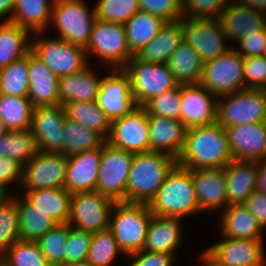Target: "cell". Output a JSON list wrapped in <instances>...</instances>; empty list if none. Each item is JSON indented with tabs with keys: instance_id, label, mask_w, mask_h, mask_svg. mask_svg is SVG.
Listing matches in <instances>:
<instances>
[{
	"instance_id": "cell-1",
	"label": "cell",
	"mask_w": 266,
	"mask_h": 266,
	"mask_svg": "<svg viewBox=\"0 0 266 266\" xmlns=\"http://www.w3.org/2000/svg\"><path fill=\"white\" fill-rule=\"evenodd\" d=\"M234 159L224 127L217 122L189 128L177 164L195 170L201 168H224Z\"/></svg>"
},
{
	"instance_id": "cell-2",
	"label": "cell",
	"mask_w": 266,
	"mask_h": 266,
	"mask_svg": "<svg viewBox=\"0 0 266 266\" xmlns=\"http://www.w3.org/2000/svg\"><path fill=\"white\" fill-rule=\"evenodd\" d=\"M176 164L175 158L161 152L134 154L126 185V202L149 204Z\"/></svg>"
},
{
	"instance_id": "cell-3",
	"label": "cell",
	"mask_w": 266,
	"mask_h": 266,
	"mask_svg": "<svg viewBox=\"0 0 266 266\" xmlns=\"http://www.w3.org/2000/svg\"><path fill=\"white\" fill-rule=\"evenodd\" d=\"M153 215L180 218L199 213L192 170L176 164L148 204Z\"/></svg>"
},
{
	"instance_id": "cell-4",
	"label": "cell",
	"mask_w": 266,
	"mask_h": 266,
	"mask_svg": "<svg viewBox=\"0 0 266 266\" xmlns=\"http://www.w3.org/2000/svg\"><path fill=\"white\" fill-rule=\"evenodd\" d=\"M152 215L145 203H114L109 229L122 254L129 256L143 249Z\"/></svg>"
},
{
	"instance_id": "cell-5",
	"label": "cell",
	"mask_w": 266,
	"mask_h": 266,
	"mask_svg": "<svg viewBox=\"0 0 266 266\" xmlns=\"http://www.w3.org/2000/svg\"><path fill=\"white\" fill-rule=\"evenodd\" d=\"M265 117L266 91L264 89L245 88L217 97L216 122L225 129L239 124L264 122Z\"/></svg>"
},
{
	"instance_id": "cell-6",
	"label": "cell",
	"mask_w": 266,
	"mask_h": 266,
	"mask_svg": "<svg viewBox=\"0 0 266 266\" xmlns=\"http://www.w3.org/2000/svg\"><path fill=\"white\" fill-rule=\"evenodd\" d=\"M199 84L216 97L245 89L244 57L232 46L223 55L204 62Z\"/></svg>"
},
{
	"instance_id": "cell-7",
	"label": "cell",
	"mask_w": 266,
	"mask_h": 266,
	"mask_svg": "<svg viewBox=\"0 0 266 266\" xmlns=\"http://www.w3.org/2000/svg\"><path fill=\"white\" fill-rule=\"evenodd\" d=\"M95 20V7L89 10L82 0L54 1L50 24L55 26L62 40L86 48Z\"/></svg>"
},
{
	"instance_id": "cell-8",
	"label": "cell",
	"mask_w": 266,
	"mask_h": 266,
	"mask_svg": "<svg viewBox=\"0 0 266 266\" xmlns=\"http://www.w3.org/2000/svg\"><path fill=\"white\" fill-rule=\"evenodd\" d=\"M123 70L131 80L132 95L137 106L179 85L168 64L140 61L133 56Z\"/></svg>"
},
{
	"instance_id": "cell-9",
	"label": "cell",
	"mask_w": 266,
	"mask_h": 266,
	"mask_svg": "<svg viewBox=\"0 0 266 266\" xmlns=\"http://www.w3.org/2000/svg\"><path fill=\"white\" fill-rule=\"evenodd\" d=\"M87 57L94 54L113 69H123L133 57L123 24L95 20L91 37L85 48Z\"/></svg>"
},
{
	"instance_id": "cell-10",
	"label": "cell",
	"mask_w": 266,
	"mask_h": 266,
	"mask_svg": "<svg viewBox=\"0 0 266 266\" xmlns=\"http://www.w3.org/2000/svg\"><path fill=\"white\" fill-rule=\"evenodd\" d=\"M134 154L105 142L99 164L96 191L115 202H126V185Z\"/></svg>"
},
{
	"instance_id": "cell-11",
	"label": "cell",
	"mask_w": 266,
	"mask_h": 266,
	"mask_svg": "<svg viewBox=\"0 0 266 266\" xmlns=\"http://www.w3.org/2000/svg\"><path fill=\"white\" fill-rule=\"evenodd\" d=\"M34 40L31 41V51L59 78L80 72L89 65L85 48L81 46L59 37Z\"/></svg>"
},
{
	"instance_id": "cell-12",
	"label": "cell",
	"mask_w": 266,
	"mask_h": 266,
	"mask_svg": "<svg viewBox=\"0 0 266 266\" xmlns=\"http://www.w3.org/2000/svg\"><path fill=\"white\" fill-rule=\"evenodd\" d=\"M114 203V200L97 191L73 193L68 223L73 228L92 233L109 229Z\"/></svg>"
},
{
	"instance_id": "cell-13",
	"label": "cell",
	"mask_w": 266,
	"mask_h": 266,
	"mask_svg": "<svg viewBox=\"0 0 266 266\" xmlns=\"http://www.w3.org/2000/svg\"><path fill=\"white\" fill-rule=\"evenodd\" d=\"M106 142L132 154L150 151V130L146 109L137 106L130 113L111 121Z\"/></svg>"
},
{
	"instance_id": "cell-14",
	"label": "cell",
	"mask_w": 266,
	"mask_h": 266,
	"mask_svg": "<svg viewBox=\"0 0 266 266\" xmlns=\"http://www.w3.org/2000/svg\"><path fill=\"white\" fill-rule=\"evenodd\" d=\"M67 157L61 153L37 151L23 165L22 186L24 191L46 188H64Z\"/></svg>"
},
{
	"instance_id": "cell-15",
	"label": "cell",
	"mask_w": 266,
	"mask_h": 266,
	"mask_svg": "<svg viewBox=\"0 0 266 266\" xmlns=\"http://www.w3.org/2000/svg\"><path fill=\"white\" fill-rule=\"evenodd\" d=\"M184 41L198 52L203 62L223 55L231 46L226 44V36L220 20L181 18Z\"/></svg>"
},
{
	"instance_id": "cell-16",
	"label": "cell",
	"mask_w": 266,
	"mask_h": 266,
	"mask_svg": "<svg viewBox=\"0 0 266 266\" xmlns=\"http://www.w3.org/2000/svg\"><path fill=\"white\" fill-rule=\"evenodd\" d=\"M111 121L123 117L137 107L129 75L123 69H113L102 78L95 101Z\"/></svg>"
},
{
	"instance_id": "cell-17",
	"label": "cell",
	"mask_w": 266,
	"mask_h": 266,
	"mask_svg": "<svg viewBox=\"0 0 266 266\" xmlns=\"http://www.w3.org/2000/svg\"><path fill=\"white\" fill-rule=\"evenodd\" d=\"M65 118V107L60 104L33 109L30 131L39 151L52 153L62 151Z\"/></svg>"
},
{
	"instance_id": "cell-18",
	"label": "cell",
	"mask_w": 266,
	"mask_h": 266,
	"mask_svg": "<svg viewBox=\"0 0 266 266\" xmlns=\"http://www.w3.org/2000/svg\"><path fill=\"white\" fill-rule=\"evenodd\" d=\"M208 247L205 252L222 266H264L262 239H230Z\"/></svg>"
},
{
	"instance_id": "cell-19",
	"label": "cell",
	"mask_w": 266,
	"mask_h": 266,
	"mask_svg": "<svg viewBox=\"0 0 266 266\" xmlns=\"http://www.w3.org/2000/svg\"><path fill=\"white\" fill-rule=\"evenodd\" d=\"M180 121L187 127L216 122L217 97L200 84L181 85Z\"/></svg>"
},
{
	"instance_id": "cell-20",
	"label": "cell",
	"mask_w": 266,
	"mask_h": 266,
	"mask_svg": "<svg viewBox=\"0 0 266 266\" xmlns=\"http://www.w3.org/2000/svg\"><path fill=\"white\" fill-rule=\"evenodd\" d=\"M234 159H266V122L239 124L226 128Z\"/></svg>"
},
{
	"instance_id": "cell-21",
	"label": "cell",
	"mask_w": 266,
	"mask_h": 266,
	"mask_svg": "<svg viewBox=\"0 0 266 266\" xmlns=\"http://www.w3.org/2000/svg\"><path fill=\"white\" fill-rule=\"evenodd\" d=\"M102 146L67 157L64 189L69 193L96 191Z\"/></svg>"
},
{
	"instance_id": "cell-22",
	"label": "cell",
	"mask_w": 266,
	"mask_h": 266,
	"mask_svg": "<svg viewBox=\"0 0 266 266\" xmlns=\"http://www.w3.org/2000/svg\"><path fill=\"white\" fill-rule=\"evenodd\" d=\"M225 36L238 42L248 34L266 28V13L231 0L219 18Z\"/></svg>"
},
{
	"instance_id": "cell-23",
	"label": "cell",
	"mask_w": 266,
	"mask_h": 266,
	"mask_svg": "<svg viewBox=\"0 0 266 266\" xmlns=\"http://www.w3.org/2000/svg\"><path fill=\"white\" fill-rule=\"evenodd\" d=\"M27 97L34 108L59 105V77L32 51L29 52Z\"/></svg>"
},
{
	"instance_id": "cell-24",
	"label": "cell",
	"mask_w": 266,
	"mask_h": 266,
	"mask_svg": "<svg viewBox=\"0 0 266 266\" xmlns=\"http://www.w3.org/2000/svg\"><path fill=\"white\" fill-rule=\"evenodd\" d=\"M192 177L200 212L226 207L224 168L195 169L192 170Z\"/></svg>"
},
{
	"instance_id": "cell-25",
	"label": "cell",
	"mask_w": 266,
	"mask_h": 266,
	"mask_svg": "<svg viewBox=\"0 0 266 266\" xmlns=\"http://www.w3.org/2000/svg\"><path fill=\"white\" fill-rule=\"evenodd\" d=\"M150 151L161 152L177 159L186 138L187 127L180 120L148 115Z\"/></svg>"
},
{
	"instance_id": "cell-26",
	"label": "cell",
	"mask_w": 266,
	"mask_h": 266,
	"mask_svg": "<svg viewBox=\"0 0 266 266\" xmlns=\"http://www.w3.org/2000/svg\"><path fill=\"white\" fill-rule=\"evenodd\" d=\"M226 207L244 203L257 187V161L233 159L224 167Z\"/></svg>"
},
{
	"instance_id": "cell-27",
	"label": "cell",
	"mask_w": 266,
	"mask_h": 266,
	"mask_svg": "<svg viewBox=\"0 0 266 266\" xmlns=\"http://www.w3.org/2000/svg\"><path fill=\"white\" fill-rule=\"evenodd\" d=\"M88 65L80 72L59 78V104L96 101L102 79Z\"/></svg>"
},
{
	"instance_id": "cell-28",
	"label": "cell",
	"mask_w": 266,
	"mask_h": 266,
	"mask_svg": "<svg viewBox=\"0 0 266 266\" xmlns=\"http://www.w3.org/2000/svg\"><path fill=\"white\" fill-rule=\"evenodd\" d=\"M221 235L230 239H263V228L243 204H231L221 211Z\"/></svg>"
},
{
	"instance_id": "cell-29",
	"label": "cell",
	"mask_w": 266,
	"mask_h": 266,
	"mask_svg": "<svg viewBox=\"0 0 266 266\" xmlns=\"http://www.w3.org/2000/svg\"><path fill=\"white\" fill-rule=\"evenodd\" d=\"M183 41L182 22H166L158 35L134 56L140 61L165 64Z\"/></svg>"
},
{
	"instance_id": "cell-30",
	"label": "cell",
	"mask_w": 266,
	"mask_h": 266,
	"mask_svg": "<svg viewBox=\"0 0 266 266\" xmlns=\"http://www.w3.org/2000/svg\"><path fill=\"white\" fill-rule=\"evenodd\" d=\"M180 221V218L152 215L143 249L175 254L182 239Z\"/></svg>"
},
{
	"instance_id": "cell-31",
	"label": "cell",
	"mask_w": 266,
	"mask_h": 266,
	"mask_svg": "<svg viewBox=\"0 0 266 266\" xmlns=\"http://www.w3.org/2000/svg\"><path fill=\"white\" fill-rule=\"evenodd\" d=\"M23 197L35 209L50 216L56 223H68L72 194L64 188L25 191Z\"/></svg>"
},
{
	"instance_id": "cell-32",
	"label": "cell",
	"mask_w": 266,
	"mask_h": 266,
	"mask_svg": "<svg viewBox=\"0 0 266 266\" xmlns=\"http://www.w3.org/2000/svg\"><path fill=\"white\" fill-rule=\"evenodd\" d=\"M54 1L16 0L11 22L40 37L50 26Z\"/></svg>"
},
{
	"instance_id": "cell-33",
	"label": "cell",
	"mask_w": 266,
	"mask_h": 266,
	"mask_svg": "<svg viewBox=\"0 0 266 266\" xmlns=\"http://www.w3.org/2000/svg\"><path fill=\"white\" fill-rule=\"evenodd\" d=\"M166 21L148 12L137 11L125 24L128 48L134 56L160 32Z\"/></svg>"
},
{
	"instance_id": "cell-34",
	"label": "cell",
	"mask_w": 266,
	"mask_h": 266,
	"mask_svg": "<svg viewBox=\"0 0 266 266\" xmlns=\"http://www.w3.org/2000/svg\"><path fill=\"white\" fill-rule=\"evenodd\" d=\"M29 31L11 21L0 23V69L25 57L31 51Z\"/></svg>"
},
{
	"instance_id": "cell-35",
	"label": "cell",
	"mask_w": 266,
	"mask_h": 266,
	"mask_svg": "<svg viewBox=\"0 0 266 266\" xmlns=\"http://www.w3.org/2000/svg\"><path fill=\"white\" fill-rule=\"evenodd\" d=\"M167 64L179 84H199L204 62L198 52L185 41L172 53Z\"/></svg>"
},
{
	"instance_id": "cell-36",
	"label": "cell",
	"mask_w": 266,
	"mask_h": 266,
	"mask_svg": "<svg viewBox=\"0 0 266 266\" xmlns=\"http://www.w3.org/2000/svg\"><path fill=\"white\" fill-rule=\"evenodd\" d=\"M20 240L38 241L57 223L48 215L35 209L23 196L16 198Z\"/></svg>"
},
{
	"instance_id": "cell-37",
	"label": "cell",
	"mask_w": 266,
	"mask_h": 266,
	"mask_svg": "<svg viewBox=\"0 0 266 266\" xmlns=\"http://www.w3.org/2000/svg\"><path fill=\"white\" fill-rule=\"evenodd\" d=\"M63 134L64 143L60 153L66 157L93 150L106 142L100 133L67 117L63 125Z\"/></svg>"
},
{
	"instance_id": "cell-38",
	"label": "cell",
	"mask_w": 266,
	"mask_h": 266,
	"mask_svg": "<svg viewBox=\"0 0 266 266\" xmlns=\"http://www.w3.org/2000/svg\"><path fill=\"white\" fill-rule=\"evenodd\" d=\"M33 109L28 97L0 94V119L8 131L30 129Z\"/></svg>"
},
{
	"instance_id": "cell-39",
	"label": "cell",
	"mask_w": 266,
	"mask_h": 266,
	"mask_svg": "<svg viewBox=\"0 0 266 266\" xmlns=\"http://www.w3.org/2000/svg\"><path fill=\"white\" fill-rule=\"evenodd\" d=\"M66 117L85 127L100 133L107 139L110 132V120L95 101L70 102L65 106Z\"/></svg>"
},
{
	"instance_id": "cell-40",
	"label": "cell",
	"mask_w": 266,
	"mask_h": 266,
	"mask_svg": "<svg viewBox=\"0 0 266 266\" xmlns=\"http://www.w3.org/2000/svg\"><path fill=\"white\" fill-rule=\"evenodd\" d=\"M29 89V53L0 69V94L27 97Z\"/></svg>"
},
{
	"instance_id": "cell-41",
	"label": "cell",
	"mask_w": 266,
	"mask_h": 266,
	"mask_svg": "<svg viewBox=\"0 0 266 266\" xmlns=\"http://www.w3.org/2000/svg\"><path fill=\"white\" fill-rule=\"evenodd\" d=\"M38 151L30 129L8 131L0 140V156L10 157L25 165Z\"/></svg>"
},
{
	"instance_id": "cell-42",
	"label": "cell",
	"mask_w": 266,
	"mask_h": 266,
	"mask_svg": "<svg viewBox=\"0 0 266 266\" xmlns=\"http://www.w3.org/2000/svg\"><path fill=\"white\" fill-rule=\"evenodd\" d=\"M4 266H50L37 241L16 240L0 258Z\"/></svg>"
},
{
	"instance_id": "cell-43",
	"label": "cell",
	"mask_w": 266,
	"mask_h": 266,
	"mask_svg": "<svg viewBox=\"0 0 266 266\" xmlns=\"http://www.w3.org/2000/svg\"><path fill=\"white\" fill-rule=\"evenodd\" d=\"M69 230V223H57L37 241L50 266H60L65 263V245Z\"/></svg>"
},
{
	"instance_id": "cell-44",
	"label": "cell",
	"mask_w": 266,
	"mask_h": 266,
	"mask_svg": "<svg viewBox=\"0 0 266 266\" xmlns=\"http://www.w3.org/2000/svg\"><path fill=\"white\" fill-rule=\"evenodd\" d=\"M16 199L7 195L0 203V258L20 239Z\"/></svg>"
},
{
	"instance_id": "cell-45",
	"label": "cell",
	"mask_w": 266,
	"mask_h": 266,
	"mask_svg": "<svg viewBox=\"0 0 266 266\" xmlns=\"http://www.w3.org/2000/svg\"><path fill=\"white\" fill-rule=\"evenodd\" d=\"M119 249L116 239L110 229L93 233L87 262L93 266H111Z\"/></svg>"
},
{
	"instance_id": "cell-46",
	"label": "cell",
	"mask_w": 266,
	"mask_h": 266,
	"mask_svg": "<svg viewBox=\"0 0 266 266\" xmlns=\"http://www.w3.org/2000/svg\"><path fill=\"white\" fill-rule=\"evenodd\" d=\"M139 10V0H98L95 6L97 20L123 25Z\"/></svg>"
},
{
	"instance_id": "cell-47",
	"label": "cell",
	"mask_w": 266,
	"mask_h": 266,
	"mask_svg": "<svg viewBox=\"0 0 266 266\" xmlns=\"http://www.w3.org/2000/svg\"><path fill=\"white\" fill-rule=\"evenodd\" d=\"M180 98L181 84L171 90L165 91L161 95L153 97L143 107L146 109L147 115L180 120Z\"/></svg>"
},
{
	"instance_id": "cell-48",
	"label": "cell",
	"mask_w": 266,
	"mask_h": 266,
	"mask_svg": "<svg viewBox=\"0 0 266 266\" xmlns=\"http://www.w3.org/2000/svg\"><path fill=\"white\" fill-rule=\"evenodd\" d=\"M231 0H182L183 18L217 19Z\"/></svg>"
},
{
	"instance_id": "cell-49",
	"label": "cell",
	"mask_w": 266,
	"mask_h": 266,
	"mask_svg": "<svg viewBox=\"0 0 266 266\" xmlns=\"http://www.w3.org/2000/svg\"><path fill=\"white\" fill-rule=\"evenodd\" d=\"M93 233L71 227L65 245V262L86 261Z\"/></svg>"
},
{
	"instance_id": "cell-50",
	"label": "cell",
	"mask_w": 266,
	"mask_h": 266,
	"mask_svg": "<svg viewBox=\"0 0 266 266\" xmlns=\"http://www.w3.org/2000/svg\"><path fill=\"white\" fill-rule=\"evenodd\" d=\"M139 8L166 22L180 21L183 18L182 0H139Z\"/></svg>"
},
{
	"instance_id": "cell-51",
	"label": "cell",
	"mask_w": 266,
	"mask_h": 266,
	"mask_svg": "<svg viewBox=\"0 0 266 266\" xmlns=\"http://www.w3.org/2000/svg\"><path fill=\"white\" fill-rule=\"evenodd\" d=\"M245 88L266 87V58L264 56L244 58Z\"/></svg>"
},
{
	"instance_id": "cell-52",
	"label": "cell",
	"mask_w": 266,
	"mask_h": 266,
	"mask_svg": "<svg viewBox=\"0 0 266 266\" xmlns=\"http://www.w3.org/2000/svg\"><path fill=\"white\" fill-rule=\"evenodd\" d=\"M175 255L166 252H154L148 250H140L128 257L133 258L130 266H172L175 260Z\"/></svg>"
},
{
	"instance_id": "cell-53",
	"label": "cell",
	"mask_w": 266,
	"mask_h": 266,
	"mask_svg": "<svg viewBox=\"0 0 266 266\" xmlns=\"http://www.w3.org/2000/svg\"><path fill=\"white\" fill-rule=\"evenodd\" d=\"M23 165L10 157L0 156V190L7 195L8 185L11 182H22Z\"/></svg>"
},
{
	"instance_id": "cell-54",
	"label": "cell",
	"mask_w": 266,
	"mask_h": 266,
	"mask_svg": "<svg viewBox=\"0 0 266 266\" xmlns=\"http://www.w3.org/2000/svg\"><path fill=\"white\" fill-rule=\"evenodd\" d=\"M239 46L236 50L244 57L262 56L264 46L266 44V28L257 33L248 34L241 38ZM240 48V49H239Z\"/></svg>"
},
{
	"instance_id": "cell-55",
	"label": "cell",
	"mask_w": 266,
	"mask_h": 266,
	"mask_svg": "<svg viewBox=\"0 0 266 266\" xmlns=\"http://www.w3.org/2000/svg\"><path fill=\"white\" fill-rule=\"evenodd\" d=\"M243 204L264 229L266 227V193L254 190Z\"/></svg>"
},
{
	"instance_id": "cell-56",
	"label": "cell",
	"mask_w": 266,
	"mask_h": 266,
	"mask_svg": "<svg viewBox=\"0 0 266 266\" xmlns=\"http://www.w3.org/2000/svg\"><path fill=\"white\" fill-rule=\"evenodd\" d=\"M256 190L266 193V159L257 161Z\"/></svg>"
},
{
	"instance_id": "cell-57",
	"label": "cell",
	"mask_w": 266,
	"mask_h": 266,
	"mask_svg": "<svg viewBox=\"0 0 266 266\" xmlns=\"http://www.w3.org/2000/svg\"><path fill=\"white\" fill-rule=\"evenodd\" d=\"M16 0H0V19L5 17V21H11Z\"/></svg>"
},
{
	"instance_id": "cell-58",
	"label": "cell",
	"mask_w": 266,
	"mask_h": 266,
	"mask_svg": "<svg viewBox=\"0 0 266 266\" xmlns=\"http://www.w3.org/2000/svg\"><path fill=\"white\" fill-rule=\"evenodd\" d=\"M236 3L246 5L252 9L266 13V0H234Z\"/></svg>"
},
{
	"instance_id": "cell-59",
	"label": "cell",
	"mask_w": 266,
	"mask_h": 266,
	"mask_svg": "<svg viewBox=\"0 0 266 266\" xmlns=\"http://www.w3.org/2000/svg\"><path fill=\"white\" fill-rule=\"evenodd\" d=\"M200 260L204 263L201 266H222L215 262L205 251L202 252Z\"/></svg>"
},
{
	"instance_id": "cell-60",
	"label": "cell",
	"mask_w": 266,
	"mask_h": 266,
	"mask_svg": "<svg viewBox=\"0 0 266 266\" xmlns=\"http://www.w3.org/2000/svg\"><path fill=\"white\" fill-rule=\"evenodd\" d=\"M60 266H93L89 264L87 261H79V262H65Z\"/></svg>"
},
{
	"instance_id": "cell-61",
	"label": "cell",
	"mask_w": 266,
	"mask_h": 266,
	"mask_svg": "<svg viewBox=\"0 0 266 266\" xmlns=\"http://www.w3.org/2000/svg\"><path fill=\"white\" fill-rule=\"evenodd\" d=\"M8 133L4 122L0 119V140Z\"/></svg>"
},
{
	"instance_id": "cell-62",
	"label": "cell",
	"mask_w": 266,
	"mask_h": 266,
	"mask_svg": "<svg viewBox=\"0 0 266 266\" xmlns=\"http://www.w3.org/2000/svg\"><path fill=\"white\" fill-rule=\"evenodd\" d=\"M6 196L7 194L4 191L0 190V203L4 200Z\"/></svg>"
},
{
	"instance_id": "cell-63",
	"label": "cell",
	"mask_w": 266,
	"mask_h": 266,
	"mask_svg": "<svg viewBox=\"0 0 266 266\" xmlns=\"http://www.w3.org/2000/svg\"><path fill=\"white\" fill-rule=\"evenodd\" d=\"M262 56H264L266 58V44L264 46L263 52H262Z\"/></svg>"
}]
</instances>
